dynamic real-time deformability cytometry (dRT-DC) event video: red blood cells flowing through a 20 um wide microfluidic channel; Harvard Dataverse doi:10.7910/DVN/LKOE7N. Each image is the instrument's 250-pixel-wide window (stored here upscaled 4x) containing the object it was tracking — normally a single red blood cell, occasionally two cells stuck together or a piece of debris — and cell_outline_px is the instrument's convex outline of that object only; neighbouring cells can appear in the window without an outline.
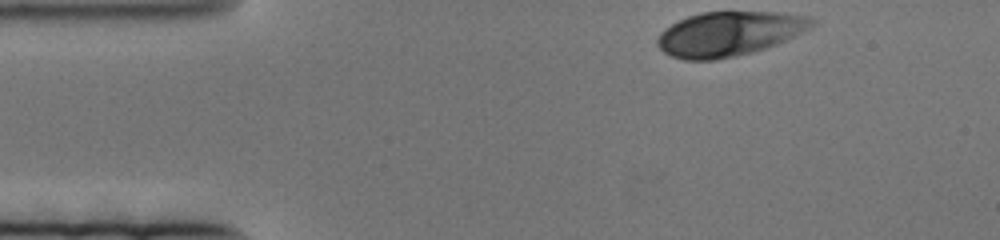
{"species": "human", "species_latin": "Homo sapiens", "temperature_condition": "cold", "stored_images_in_passage": 58, "camera_frame_rate_fps": 3000, "um_per_image_px": 0.085, "donor": {"sex": "female"}, "frame": {"image": 1, "passage_image": 1, "time_ms": 0.0, "image_size_px": [1000, 240], "cell_outline_px": [[816, 24], [812, 28], [776, 44], [752, 52], [736, 56], [716, 60], [684, 60], [672, 56], [664, 52], [656, 44], [656, 40], [660, 32], [664, 28], [688, 16], [700, 12], [776, 12], [812, 16], [816, 20]], "centroid_in_image_um": [61.99, 2.86], "position_along_channel_um": 23.0, "area_um2": 40.17}}
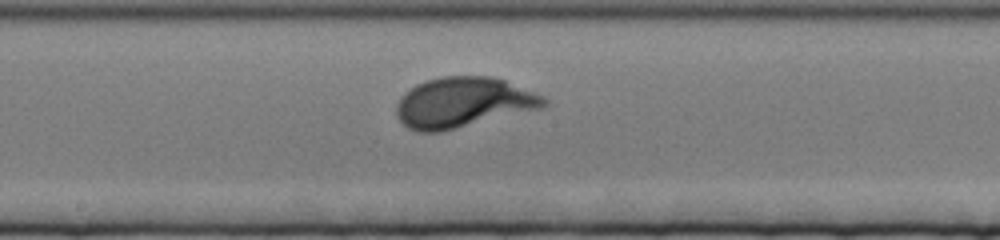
{"frame": {"image": 2, "passage_image": 32, "time_ms": 10.333, "image_size_px": [1000, 240], "cell_outline_px": [[548, 104], [544, 108], [440, 132], [416, 132], [408, 128], [396, 116], [396, 104], [400, 96], [404, 92], [416, 84], [428, 80], [444, 76], [488, 76], [504, 80], [544, 96], [548, 100]], "centroid_in_image_um": [39.37, 8.72], "position_along_channel_um": 208.8, "area_um2": 43.41}}
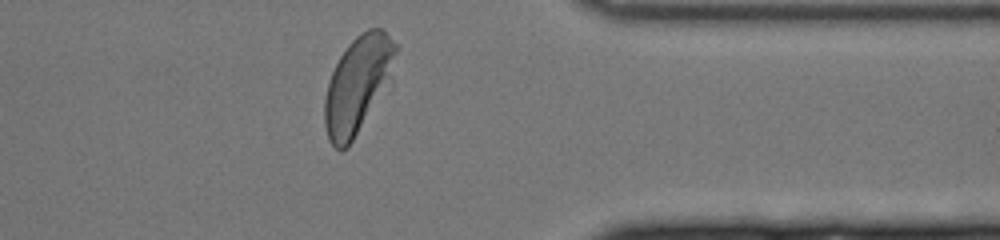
{"frame": {"image": 3, "passage_image": 55, "time_ms": 18.0, "image_size_px": [1000, 240], "cell_outline_px": [[400, 48], [392, 84], [348, 148], [340, 152], [328, 140], [324, 124], [324, 100], [328, 84], [332, 72], [340, 56], [348, 44], [360, 32], [368, 28], [384, 28], [400, 44]], "centroid_in_image_um": [30.51, 7.17], "position_along_channel_um": 380.9, "area_um2": 41.91}}